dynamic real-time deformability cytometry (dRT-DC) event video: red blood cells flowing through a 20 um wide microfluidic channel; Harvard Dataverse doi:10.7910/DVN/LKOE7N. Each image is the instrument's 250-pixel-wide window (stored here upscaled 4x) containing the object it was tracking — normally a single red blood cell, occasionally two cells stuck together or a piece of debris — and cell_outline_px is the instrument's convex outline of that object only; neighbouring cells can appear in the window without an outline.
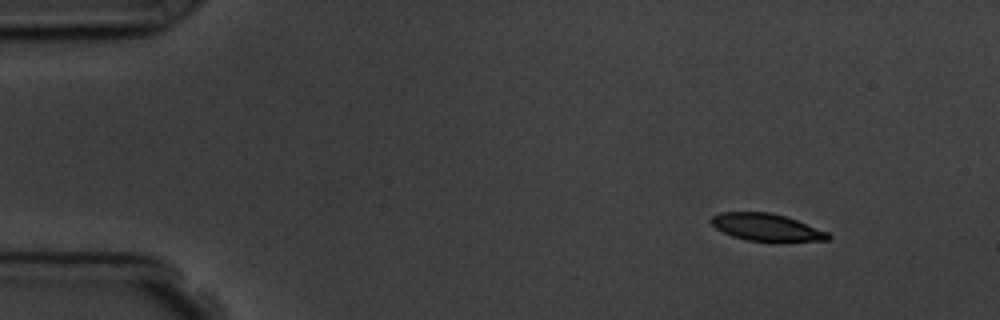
{"species": "common noctule bat (a hibernating species)", "species_latin": "Nyctalus noctula", "temperature_condition": "room temperature", "stored_images_in_passage": 5, "segment_of_instrument_passage": [1, 2], "camera_frame_rate_fps": 3000, "um_per_image_px": 0.085, "animal": {"sex": "male", "body_mass_g": 19.5, "forearm_length_mm": 54.6}, "frame": {"image": 1, "passage_image": 1, "time_ms": 0.0, "image_size_px": [1000, 320], "cell_outline_px": [[832, 236], [828, 240], [780, 244], [776, 244], [748, 240], [732, 236], [716, 228], [708, 220], [712, 216], [720, 212], [768, 212], [784, 216], [796, 220], [828, 232]], "centroid_in_image_um": [65.19, 19.37], "position_along_channel_um": 19.8, "area_um2": 19.25}}
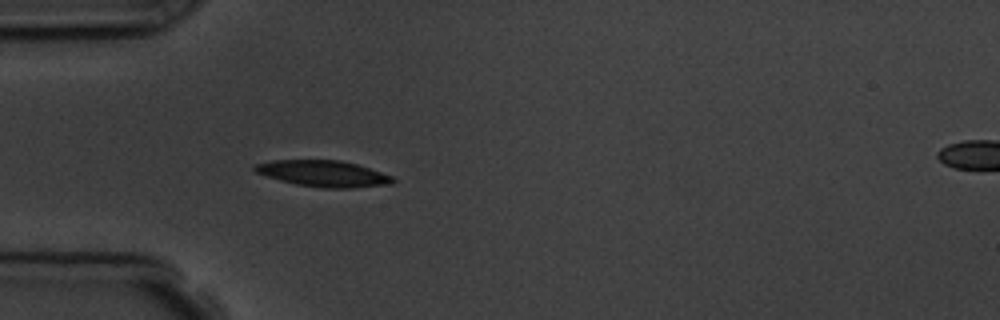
{"frame": {"image": 2, "passage_image": 4, "time_ms": 3.333, "image_size_px": [1000, 320], "cell_outline_px": [[396, 180], [392, 184], [352, 188], [324, 188], [296, 184], [280, 180], [256, 172], [252, 168], [252, 164], [272, 160], [340, 160], [356, 164], [392, 176]], "centroid_in_image_um": [27.47, 14.75], "position_along_channel_um": 57.5, "area_um2": 21.04}}